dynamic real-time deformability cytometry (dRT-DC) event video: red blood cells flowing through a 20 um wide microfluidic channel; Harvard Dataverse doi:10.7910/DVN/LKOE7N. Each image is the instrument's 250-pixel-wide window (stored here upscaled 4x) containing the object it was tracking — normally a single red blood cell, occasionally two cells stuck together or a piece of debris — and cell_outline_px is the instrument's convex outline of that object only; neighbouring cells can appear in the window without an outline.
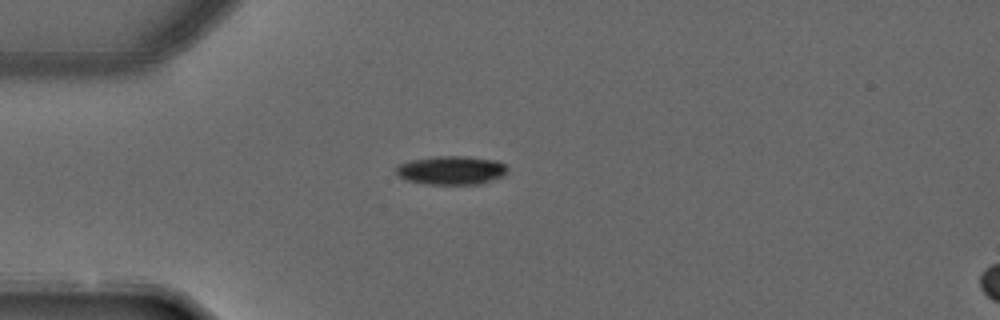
{"species": "common noctule bat (a hibernating species)", "species_latin": "Nyctalus noctula", "temperature_condition": "warm", "stored_images_in_passage": 6, "camera_frame_rate_fps": 3000, "um_per_image_px": 0.085, "animal": {"sex": "male", "forearm_length_mm": 52.5}, "frame": {"image": 1, "passage_image": 6, "time_ms": 1.667, "image_size_px": [1000, 320], "cell_outline_px": [[508, 168], [504, 176], [480, 184], [424, 184], [404, 180], [396, 172], [396, 168], [400, 164], [412, 160], [436, 156], [468, 156], [496, 160], [504, 164]], "centroid_in_image_um": [38.38, 14.47], "position_along_channel_um": 46.6, "area_um2": 18.67}}